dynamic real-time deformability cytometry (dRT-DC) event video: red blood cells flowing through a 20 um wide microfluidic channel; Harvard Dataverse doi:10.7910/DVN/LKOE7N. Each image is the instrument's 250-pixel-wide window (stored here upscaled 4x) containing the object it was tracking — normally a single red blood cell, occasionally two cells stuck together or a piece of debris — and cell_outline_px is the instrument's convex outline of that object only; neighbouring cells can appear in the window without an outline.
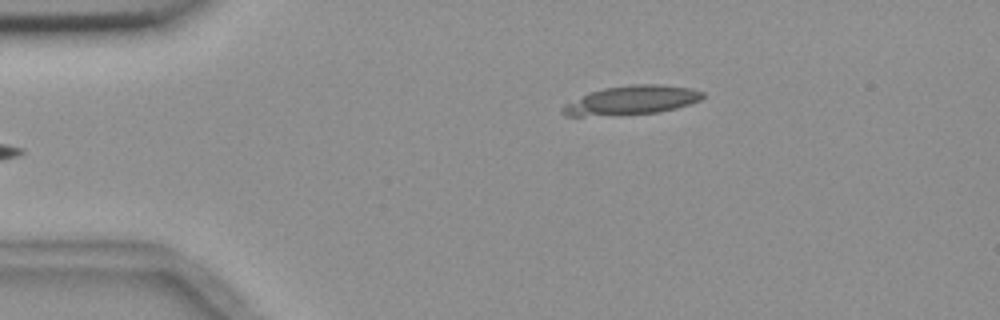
{"species": "common noctule bat (a hibernating species)", "species_latin": "Nyctalus noctula", "temperature_condition": "room temperature", "stored_images_in_passage": 6, "camera_frame_rate_fps": 3000, "um_per_image_px": 0.085, "animal": {"sex": "female", "body_mass_g": 18.4}, "frame": {"image": 1, "passage_image": 6, "time_ms": 5.667, "image_size_px": [1000, 320], "cell_outline_px": [[704, 96], [700, 100], [676, 108], [656, 112], [620, 116], [564, 116], [560, 112], [560, 108], [564, 104], [588, 92], [604, 88], [632, 84], [664, 84], [692, 88], [704, 92]], "centroid_in_image_um": [53.63, 8.53], "position_along_channel_um": 31.4, "area_um2": 24.16}}